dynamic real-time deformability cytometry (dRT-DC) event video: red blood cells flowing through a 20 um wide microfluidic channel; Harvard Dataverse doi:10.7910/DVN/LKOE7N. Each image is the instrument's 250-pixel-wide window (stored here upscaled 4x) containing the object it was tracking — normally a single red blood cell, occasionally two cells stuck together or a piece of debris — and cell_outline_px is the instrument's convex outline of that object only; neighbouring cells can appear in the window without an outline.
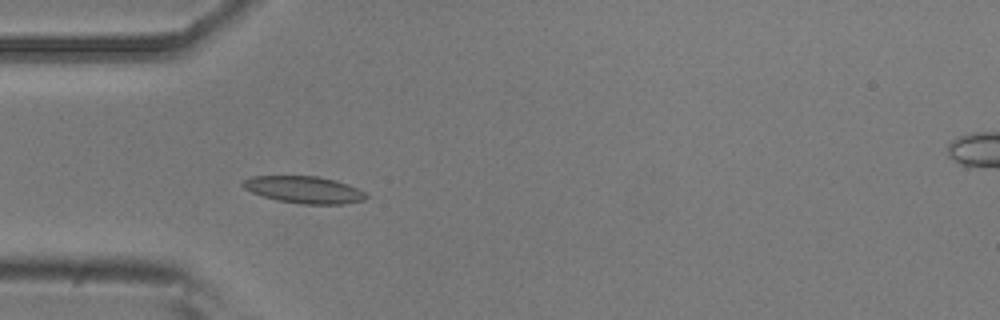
{"species": "common noctule bat (a hibernating species)", "species_latin": "Nyctalus noctula", "temperature_condition": "room temperature", "stored_images_in_passage": 4, "camera_frame_rate_fps": 3000, "um_per_image_px": 0.085, "animal": {"sex": "male", "body_mass_g": 20.5, "forearm_length_mm": 52.5}, "frame": {"image": 1, "passage_image": 4, "time_ms": 3.333, "image_size_px": [1000, 320], "cell_outline_px": [[368, 196], [364, 200], [344, 204], [304, 204], [276, 200], [252, 192], [244, 188], [240, 184], [244, 180], [252, 176], [316, 176], [336, 180], [348, 184], [364, 192]], "centroid_in_image_um": [25.85, 16.12], "position_along_channel_um": 59.2, "area_um2": 19.31}}